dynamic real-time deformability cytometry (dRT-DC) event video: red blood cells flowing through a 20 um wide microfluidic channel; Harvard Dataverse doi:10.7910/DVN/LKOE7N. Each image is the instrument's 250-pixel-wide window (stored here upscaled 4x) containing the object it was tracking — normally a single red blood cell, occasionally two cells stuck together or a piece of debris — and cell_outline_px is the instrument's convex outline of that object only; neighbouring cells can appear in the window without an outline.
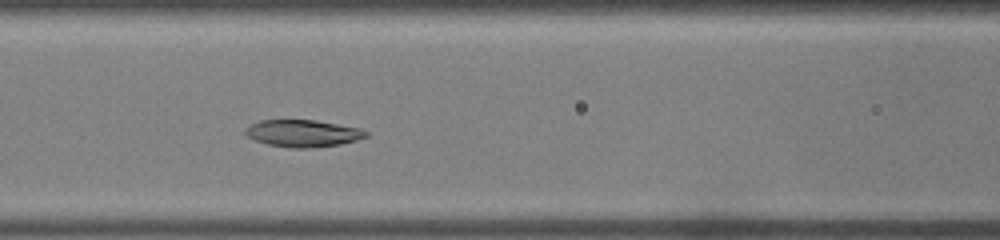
{"species": "common noctule bat (a hibernating species)", "species_latin": "Nyctalus noctula", "temperature_condition": "warm", "stored_images_in_passage": 34, "camera_frame_rate_fps": 3000, "um_per_image_px": 0.085, "animal": {"sex": "male", "body_mass_g": 19.0, "forearm_length_mm": 50.8}, "frame": {"image": 1, "passage_image": 12, "time_ms": 3.667, "image_size_px": [1000, 240], "cell_outline_px": [[368, 136], [356, 140], [340, 144], [312, 148], [292, 148], [268, 144], [256, 140], [248, 136], [244, 132], [244, 128], [260, 120], [316, 120], [360, 128], [368, 132]], "centroid_in_image_um": [25.76, 11.33], "position_along_channel_um": 140.8, "area_um2": 18.96}}
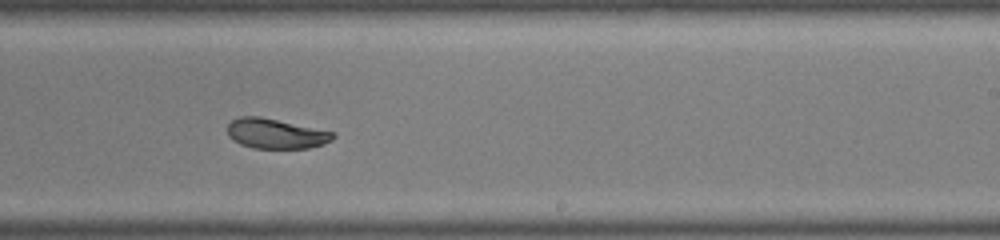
{"frame": {"image": 2, "passage_image": 19, "time_ms": 6.0, "image_size_px": [1000, 240], "cell_outline_px": [[336, 136], [332, 140], [324, 144], [308, 148], [252, 148], [240, 144], [232, 140], [228, 136], [228, 124], [232, 120], [240, 116], [260, 116], [336, 132]], "centroid_in_image_um": [23.45, 11.36], "position_along_channel_um": 265.5, "area_um2": 18.61}}
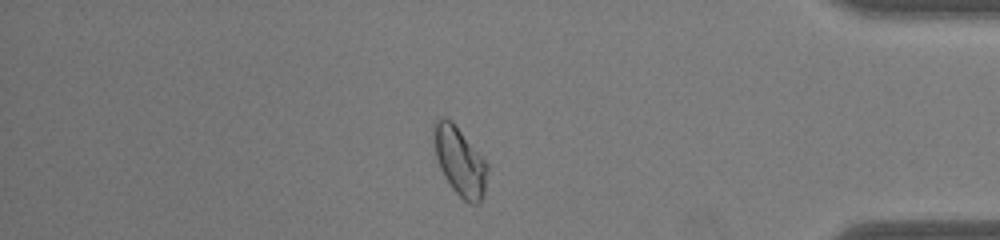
{"frame": {"image": 3, "passage_image": 28, "time_ms": 9.0, "image_size_px": [1000, 240], "cell_outline_px": [[488, 172], [484, 192], [480, 204], [468, 204], [452, 188], [444, 176], [440, 168], [436, 156], [432, 140], [432, 124], [436, 120], [444, 116], [452, 120], [488, 164]], "centroid_in_image_um": [39.06, 13.68], "position_along_channel_um": 396.1, "area_um2": 21.68}}